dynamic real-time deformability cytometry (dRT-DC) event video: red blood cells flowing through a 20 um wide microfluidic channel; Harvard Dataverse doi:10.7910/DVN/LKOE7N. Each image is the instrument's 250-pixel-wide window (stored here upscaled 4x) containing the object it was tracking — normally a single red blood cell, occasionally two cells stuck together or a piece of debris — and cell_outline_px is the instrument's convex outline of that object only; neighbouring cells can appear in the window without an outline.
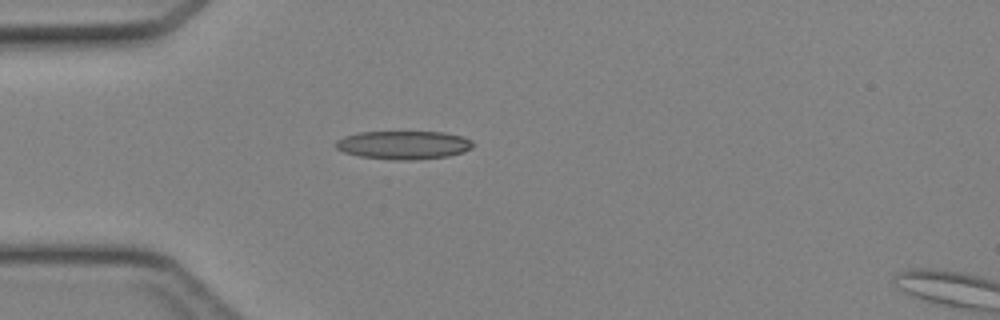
{"species": "Egyptian fruit bat (a non-hibernating species)", "species_latin": "Rousettus aegyptiacus", "temperature_condition": "cold", "stored_images_in_passage": 3, "camera_frame_rate_fps": 3000, "um_per_image_px": 0.085, "animal": {"sex": "female"}, "frame": {"image": 1, "passage_image": 1, "time_ms": 0.0, "image_size_px": [1000, 320], "cell_outline_px": [[472, 148], [464, 152], [448, 156], [416, 160], [392, 160], [360, 156], [344, 152], [336, 148], [336, 140], [344, 136], [360, 132], [444, 132], [464, 136], [472, 140]], "centroid_in_image_um": [34.33, 12.32], "position_along_channel_um": 50.7, "area_um2": 22.83}}